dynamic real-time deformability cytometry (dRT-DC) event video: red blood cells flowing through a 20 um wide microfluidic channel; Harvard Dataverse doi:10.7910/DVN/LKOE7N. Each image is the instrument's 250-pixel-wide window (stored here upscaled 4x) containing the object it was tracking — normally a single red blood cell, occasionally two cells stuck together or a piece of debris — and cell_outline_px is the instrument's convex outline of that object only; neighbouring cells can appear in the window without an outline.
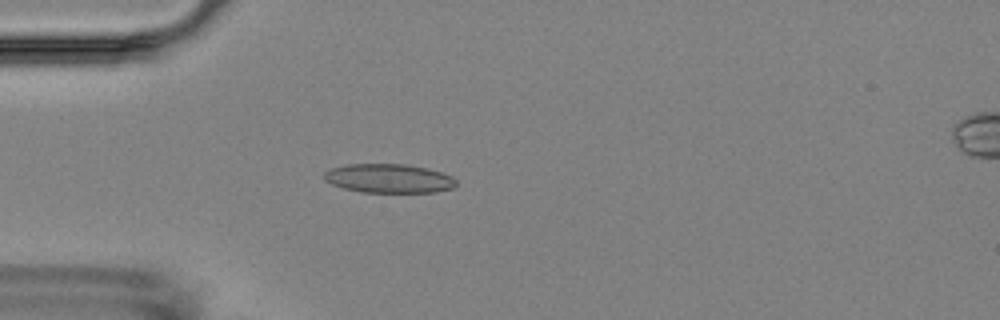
{"species": "Egyptian fruit bat (a non-hibernating species)", "species_latin": "Rousettus aegyptiacus", "temperature_condition": "room temperature", "stored_images_in_passage": 5, "camera_frame_rate_fps": 3000, "um_per_image_px": 0.085, "animal": {"sex": "female"}, "frame": {"image": 1, "passage_image": 4, "time_ms": 3.667, "image_size_px": [1000, 320], "cell_outline_px": [[456, 184], [452, 188], [436, 192], [360, 192], [344, 188], [332, 184], [324, 180], [324, 172], [332, 168], [348, 164], [404, 164], [428, 168], [452, 176], [456, 180]], "centroid_in_image_um": [33.05, 15.16], "position_along_channel_um": 51.9, "area_um2": 22.25}}